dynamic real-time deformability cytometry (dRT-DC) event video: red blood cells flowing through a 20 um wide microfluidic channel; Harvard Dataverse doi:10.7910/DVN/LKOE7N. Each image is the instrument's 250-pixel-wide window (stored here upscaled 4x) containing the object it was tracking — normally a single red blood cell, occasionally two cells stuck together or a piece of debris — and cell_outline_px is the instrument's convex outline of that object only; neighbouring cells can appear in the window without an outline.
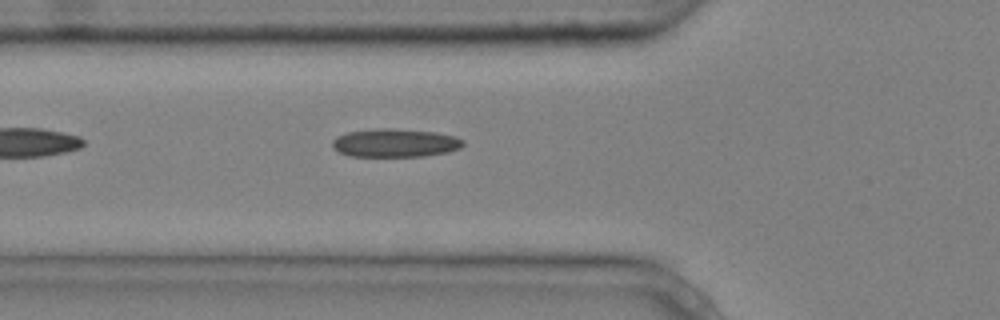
{"species": "common noctule bat (a hibernating species)", "species_latin": "Nyctalus noctula", "temperature_condition": "cold", "stored_images_in_passage": 6, "camera_frame_rate_fps": 3000, "um_per_image_px": 0.085, "animal": {"sex": "male", "body_mass_g": 20.4}, "frame": {"image": 1, "passage_image": 6, "time_ms": 1.667, "image_size_px": [1000, 320], "cell_outline_px": [[464, 144], [460, 148], [448, 152], [424, 156], [348, 156], [340, 152], [332, 144], [332, 140], [336, 136], [348, 132], [376, 128], [392, 128], [436, 132], [456, 136], [464, 140]], "centroid_in_image_um": [33.61, 12.14], "position_along_channel_um": 92.2, "area_um2": 21.68}}